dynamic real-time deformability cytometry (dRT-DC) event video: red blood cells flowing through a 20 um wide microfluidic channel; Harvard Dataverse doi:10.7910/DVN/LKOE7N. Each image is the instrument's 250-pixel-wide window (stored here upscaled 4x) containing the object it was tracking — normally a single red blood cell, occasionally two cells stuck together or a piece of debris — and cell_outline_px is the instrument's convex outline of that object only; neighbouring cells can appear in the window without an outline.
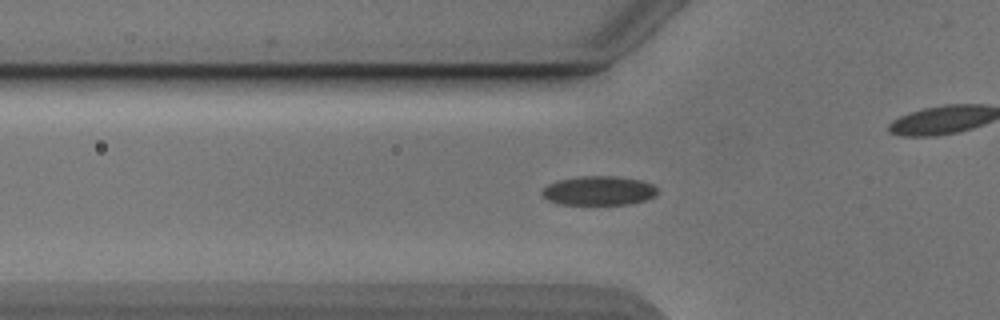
{"species": "Egyptian fruit bat (a non-hibernating species)", "species_latin": "Rousettus aegyptiacus", "temperature_condition": "cold", "stored_images_in_passage": 50, "camera_frame_rate_fps": 3000, "um_per_image_px": 0.085, "animal": {"sex": "male"}, "frame": {"image": 1, "passage_image": 14, "time_ms": 4.333, "image_size_px": [1000, 320], "cell_outline_px": [[656, 196], [648, 200], [632, 204], [560, 204], [548, 200], [540, 192], [548, 184], [556, 180], [584, 176], [616, 176], [640, 180], [652, 184], [656, 188]], "centroid_in_image_um": [50.91, 16.21], "position_along_channel_um": 74.9, "area_um2": 19.65}}
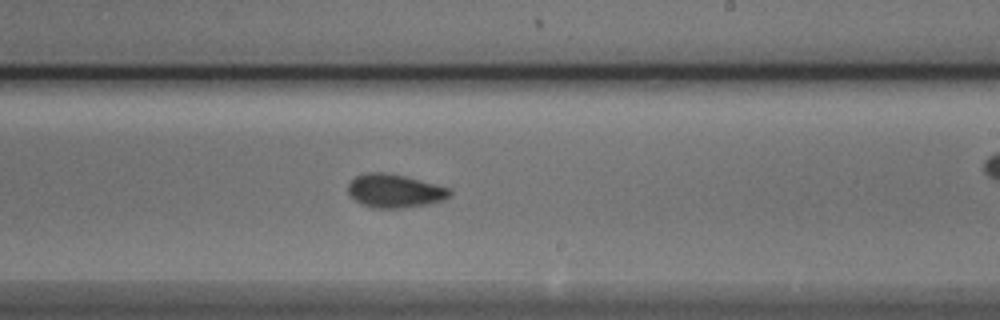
{"frame": {"image": 2, "passage_image": 28, "time_ms": 9.0, "image_size_px": [1000, 320], "cell_outline_px": [[452, 196], [444, 200], [428, 204], [404, 208], [376, 208], [360, 204], [348, 192], [348, 184], [356, 176], [368, 172], [384, 172], [404, 176], [448, 188], [452, 192]], "centroid_in_image_um": [33.55, 16.24], "position_along_channel_um": 255.4, "area_um2": 19.71}}
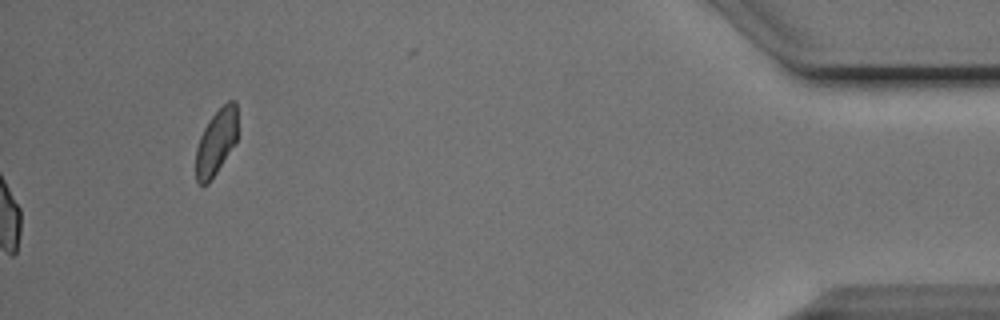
{"frame": {"image": 3, "passage_image": 50, "time_ms": 16.333, "image_size_px": [1000, 320], "cell_outline_px": [[236, 140], [216, 172], [208, 184], [200, 184], [196, 180], [196, 148], [200, 136], [208, 120], [228, 100], [236, 100]], "centroid_in_image_um": [18.35, 12.06], "position_along_channel_um": 416.9, "area_um2": 15.55}, "authors_computed_cell_mechanics": {"area_um2": 19.3919, "velocity_mm_per_s": 3.8634, "shape_relaxation_time_tau1_ms": 4.4286, "shape_relaxation_time_tau2_ms": 2.0223, "deformation_change_tau1": 0.0883, "deformation_change_tau2": 0.0675}}